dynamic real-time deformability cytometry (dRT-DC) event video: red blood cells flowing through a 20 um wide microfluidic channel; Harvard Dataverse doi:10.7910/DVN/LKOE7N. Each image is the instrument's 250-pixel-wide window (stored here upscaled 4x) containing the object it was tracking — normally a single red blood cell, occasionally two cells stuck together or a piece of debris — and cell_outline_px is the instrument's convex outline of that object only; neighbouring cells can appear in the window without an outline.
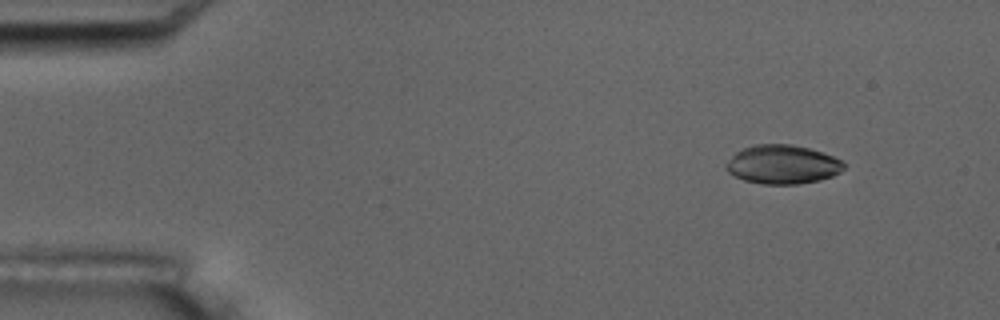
{"species": "common noctule bat (a hibernating species)", "species_latin": "Nyctalus noctula", "temperature_condition": "room temperature", "stored_images_in_passage": 6, "camera_frame_rate_fps": 3000, "um_per_image_px": 0.085, "animal": {"sex": "male", "body_mass_g": 17.5, "forearm_length_mm": 52.3}, "frame": {"image": 1, "passage_image": 2, "time_ms": 1.333, "image_size_px": [1000, 320], "cell_outline_px": [[844, 168], [840, 172], [832, 176], [820, 180], [796, 184], [760, 184], [744, 180], [728, 172], [724, 164], [736, 152], [752, 144], [792, 144], [808, 148], [832, 156], [840, 160], [844, 164]], "centroid_in_image_um": [66.49, 13.98], "position_along_channel_um": 18.5, "area_um2": 26.59}}